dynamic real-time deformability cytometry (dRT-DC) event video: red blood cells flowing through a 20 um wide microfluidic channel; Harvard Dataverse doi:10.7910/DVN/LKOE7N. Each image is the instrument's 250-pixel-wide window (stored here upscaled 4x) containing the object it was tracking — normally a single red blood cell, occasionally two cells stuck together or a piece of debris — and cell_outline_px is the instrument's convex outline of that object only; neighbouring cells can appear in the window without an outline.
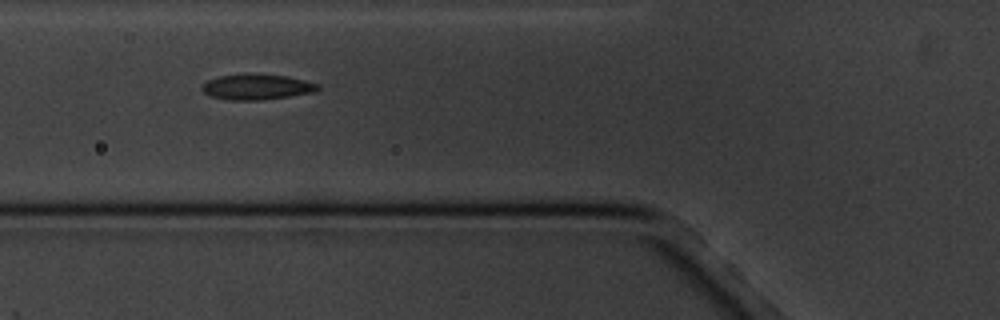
{"species": "common noctule bat (a hibernating species)", "species_latin": "Nyctalus noctula", "temperature_condition": "cold", "stored_images_in_passage": 2, "camera_frame_rate_fps": 3000, "um_per_image_px": 0.085, "animal": {"sex": "male", "body_mass_g": 20.1, "forearm_length_mm": 53.5}, "frame": {"image": 1, "passage_image": 2, "time_ms": 1.0, "image_size_px": [1000, 320], "cell_outline_px": [[320, 88], [316, 92], [260, 100], [232, 100], [212, 96], [204, 92], [200, 88], [208, 80], [220, 76], [244, 72], [248, 72], [288, 76], [320, 84]], "centroid_in_image_um": [21.85, 7.36], "position_along_channel_um": 103.9, "area_um2": 17.46}}